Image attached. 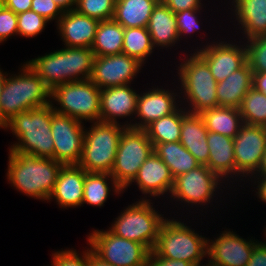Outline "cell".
Instances as JSON below:
<instances>
[{
  "mask_svg": "<svg viewBox=\"0 0 266 266\" xmlns=\"http://www.w3.org/2000/svg\"><path fill=\"white\" fill-rule=\"evenodd\" d=\"M8 160L6 177L9 184L26 196L48 202L64 164L10 150Z\"/></svg>",
  "mask_w": 266,
  "mask_h": 266,
  "instance_id": "6da1fadb",
  "label": "cell"
},
{
  "mask_svg": "<svg viewBox=\"0 0 266 266\" xmlns=\"http://www.w3.org/2000/svg\"><path fill=\"white\" fill-rule=\"evenodd\" d=\"M52 104L20 112L2 129L11 130L16 137L9 150L20 154L54 159V143L51 133Z\"/></svg>",
  "mask_w": 266,
  "mask_h": 266,
  "instance_id": "7a4b0ae2",
  "label": "cell"
},
{
  "mask_svg": "<svg viewBox=\"0 0 266 266\" xmlns=\"http://www.w3.org/2000/svg\"><path fill=\"white\" fill-rule=\"evenodd\" d=\"M94 53L88 47H64L26 63L52 90L68 82L90 80Z\"/></svg>",
  "mask_w": 266,
  "mask_h": 266,
  "instance_id": "3957f363",
  "label": "cell"
},
{
  "mask_svg": "<svg viewBox=\"0 0 266 266\" xmlns=\"http://www.w3.org/2000/svg\"><path fill=\"white\" fill-rule=\"evenodd\" d=\"M19 69L6 76L0 95V129L18 113L51 103V89L32 68L24 62Z\"/></svg>",
  "mask_w": 266,
  "mask_h": 266,
  "instance_id": "277c9868",
  "label": "cell"
},
{
  "mask_svg": "<svg viewBox=\"0 0 266 266\" xmlns=\"http://www.w3.org/2000/svg\"><path fill=\"white\" fill-rule=\"evenodd\" d=\"M178 65V82L182 99L180 104L190 113L200 114L204 110L218 107L216 94L217 81L214 79L208 64L194 51L186 54ZM189 55V56H188ZM191 55V56H190ZM183 102V103H182ZM185 102V103H184Z\"/></svg>",
  "mask_w": 266,
  "mask_h": 266,
  "instance_id": "5b68a950",
  "label": "cell"
},
{
  "mask_svg": "<svg viewBox=\"0 0 266 266\" xmlns=\"http://www.w3.org/2000/svg\"><path fill=\"white\" fill-rule=\"evenodd\" d=\"M208 238L199 235L187 223L166 218L159 229L158 240L153 251L160 257L184 260L194 266H207L201 261L207 258Z\"/></svg>",
  "mask_w": 266,
  "mask_h": 266,
  "instance_id": "8992f818",
  "label": "cell"
},
{
  "mask_svg": "<svg viewBox=\"0 0 266 266\" xmlns=\"http://www.w3.org/2000/svg\"><path fill=\"white\" fill-rule=\"evenodd\" d=\"M153 200H138L128 205L115 218L108 230L114 235L144 245L150 252L154 249L164 215L153 207Z\"/></svg>",
  "mask_w": 266,
  "mask_h": 266,
  "instance_id": "52a82bcc",
  "label": "cell"
},
{
  "mask_svg": "<svg viewBox=\"0 0 266 266\" xmlns=\"http://www.w3.org/2000/svg\"><path fill=\"white\" fill-rule=\"evenodd\" d=\"M122 123L92 122L84 132L82 157L78 165L86 172L110 173L119 140L127 128Z\"/></svg>",
  "mask_w": 266,
  "mask_h": 266,
  "instance_id": "ba28073f",
  "label": "cell"
},
{
  "mask_svg": "<svg viewBox=\"0 0 266 266\" xmlns=\"http://www.w3.org/2000/svg\"><path fill=\"white\" fill-rule=\"evenodd\" d=\"M100 90L91 80L60 84L51 90V104L57 113L81 122H99Z\"/></svg>",
  "mask_w": 266,
  "mask_h": 266,
  "instance_id": "9c48e42d",
  "label": "cell"
},
{
  "mask_svg": "<svg viewBox=\"0 0 266 266\" xmlns=\"http://www.w3.org/2000/svg\"><path fill=\"white\" fill-rule=\"evenodd\" d=\"M222 181V182H221ZM223 183V185H222ZM224 182L216 173L212 172L206 165H200L187 173L181 174L174 178V185L169 198L189 208L198 209L208 204L213 205V197L219 193L222 187L225 189ZM217 192V193H216ZM212 199V200H211ZM212 202V203H210ZM183 203V204H182ZM191 204V205H190Z\"/></svg>",
  "mask_w": 266,
  "mask_h": 266,
  "instance_id": "30bf717a",
  "label": "cell"
},
{
  "mask_svg": "<svg viewBox=\"0 0 266 266\" xmlns=\"http://www.w3.org/2000/svg\"><path fill=\"white\" fill-rule=\"evenodd\" d=\"M153 152L154 146L145 130L127 127L119 140L110 175L124 189Z\"/></svg>",
  "mask_w": 266,
  "mask_h": 266,
  "instance_id": "8fae6325",
  "label": "cell"
},
{
  "mask_svg": "<svg viewBox=\"0 0 266 266\" xmlns=\"http://www.w3.org/2000/svg\"><path fill=\"white\" fill-rule=\"evenodd\" d=\"M87 241L98 257L113 266H147L150 251L144 245L114 235L108 229H94Z\"/></svg>",
  "mask_w": 266,
  "mask_h": 266,
  "instance_id": "7c38bea8",
  "label": "cell"
},
{
  "mask_svg": "<svg viewBox=\"0 0 266 266\" xmlns=\"http://www.w3.org/2000/svg\"><path fill=\"white\" fill-rule=\"evenodd\" d=\"M233 140L236 162L235 181L245 182L259 168L266 149V126L244 123Z\"/></svg>",
  "mask_w": 266,
  "mask_h": 266,
  "instance_id": "4fadbf2b",
  "label": "cell"
},
{
  "mask_svg": "<svg viewBox=\"0 0 266 266\" xmlns=\"http://www.w3.org/2000/svg\"><path fill=\"white\" fill-rule=\"evenodd\" d=\"M85 128L84 122L69 115L54 112L51 133L55 161L64 165L78 164L80 162Z\"/></svg>",
  "mask_w": 266,
  "mask_h": 266,
  "instance_id": "5bb4252c",
  "label": "cell"
},
{
  "mask_svg": "<svg viewBox=\"0 0 266 266\" xmlns=\"http://www.w3.org/2000/svg\"><path fill=\"white\" fill-rule=\"evenodd\" d=\"M216 41L213 40L211 44L207 42V45L205 43L194 50L208 64L214 79L219 83L247 62V50L242 40L237 41L239 44L232 40L220 41L219 38Z\"/></svg>",
  "mask_w": 266,
  "mask_h": 266,
  "instance_id": "9a60e30c",
  "label": "cell"
},
{
  "mask_svg": "<svg viewBox=\"0 0 266 266\" xmlns=\"http://www.w3.org/2000/svg\"><path fill=\"white\" fill-rule=\"evenodd\" d=\"M143 65L127 54L95 56L90 80L100 89L131 84Z\"/></svg>",
  "mask_w": 266,
  "mask_h": 266,
  "instance_id": "2e32d148",
  "label": "cell"
},
{
  "mask_svg": "<svg viewBox=\"0 0 266 266\" xmlns=\"http://www.w3.org/2000/svg\"><path fill=\"white\" fill-rule=\"evenodd\" d=\"M230 229L222 231L215 239H208L207 266H246L257 239L246 240Z\"/></svg>",
  "mask_w": 266,
  "mask_h": 266,
  "instance_id": "e0dca14e",
  "label": "cell"
},
{
  "mask_svg": "<svg viewBox=\"0 0 266 266\" xmlns=\"http://www.w3.org/2000/svg\"><path fill=\"white\" fill-rule=\"evenodd\" d=\"M153 88V89H152ZM147 91L141 92L138 95L137 99V111L132 123L127 121L124 122V126L131 127L134 129H145L153 121H156L163 116L172 114L179 106H181L180 94L179 92H174L177 89L172 91L169 89L157 88L152 86ZM137 117V118H136ZM139 121H137V120ZM129 122V123H128Z\"/></svg>",
  "mask_w": 266,
  "mask_h": 266,
  "instance_id": "ac0fdd59",
  "label": "cell"
},
{
  "mask_svg": "<svg viewBox=\"0 0 266 266\" xmlns=\"http://www.w3.org/2000/svg\"><path fill=\"white\" fill-rule=\"evenodd\" d=\"M133 182L136 183L145 197L140 198V200H150L152 197L156 200V198H161L162 195L166 198L168 197L164 195L170 196L174 185V177L167 164L153 152L141 165L135 178L123 190L128 189Z\"/></svg>",
  "mask_w": 266,
  "mask_h": 266,
  "instance_id": "d6986e66",
  "label": "cell"
},
{
  "mask_svg": "<svg viewBox=\"0 0 266 266\" xmlns=\"http://www.w3.org/2000/svg\"><path fill=\"white\" fill-rule=\"evenodd\" d=\"M130 86L131 84H126L100 90L101 122L119 123L118 119L127 116L134 121L139 93Z\"/></svg>",
  "mask_w": 266,
  "mask_h": 266,
  "instance_id": "ffe728a7",
  "label": "cell"
},
{
  "mask_svg": "<svg viewBox=\"0 0 266 266\" xmlns=\"http://www.w3.org/2000/svg\"><path fill=\"white\" fill-rule=\"evenodd\" d=\"M99 22L76 10H70L64 12L55 25L66 47L91 48Z\"/></svg>",
  "mask_w": 266,
  "mask_h": 266,
  "instance_id": "44dd1931",
  "label": "cell"
},
{
  "mask_svg": "<svg viewBox=\"0 0 266 266\" xmlns=\"http://www.w3.org/2000/svg\"><path fill=\"white\" fill-rule=\"evenodd\" d=\"M86 173L78 164L63 165L48 202L54 199L63 209L81 207Z\"/></svg>",
  "mask_w": 266,
  "mask_h": 266,
  "instance_id": "7402d4cb",
  "label": "cell"
},
{
  "mask_svg": "<svg viewBox=\"0 0 266 266\" xmlns=\"http://www.w3.org/2000/svg\"><path fill=\"white\" fill-rule=\"evenodd\" d=\"M231 15L237 21L241 39H252L266 35V0H229ZM234 15V16H233ZM240 25V26H239ZM245 36V37H244Z\"/></svg>",
  "mask_w": 266,
  "mask_h": 266,
  "instance_id": "603a6c76",
  "label": "cell"
},
{
  "mask_svg": "<svg viewBox=\"0 0 266 266\" xmlns=\"http://www.w3.org/2000/svg\"><path fill=\"white\" fill-rule=\"evenodd\" d=\"M207 145L209 148V160L206 166L224 182H227V185L228 183L231 185V178L234 182V177L236 176L233 138L208 131Z\"/></svg>",
  "mask_w": 266,
  "mask_h": 266,
  "instance_id": "cb8c5ba5",
  "label": "cell"
},
{
  "mask_svg": "<svg viewBox=\"0 0 266 266\" xmlns=\"http://www.w3.org/2000/svg\"><path fill=\"white\" fill-rule=\"evenodd\" d=\"M207 133L208 130L200 114L187 112L182 117L179 142L195 157L200 165H207L209 160Z\"/></svg>",
  "mask_w": 266,
  "mask_h": 266,
  "instance_id": "d4e9b609",
  "label": "cell"
},
{
  "mask_svg": "<svg viewBox=\"0 0 266 266\" xmlns=\"http://www.w3.org/2000/svg\"><path fill=\"white\" fill-rule=\"evenodd\" d=\"M253 72L246 62L223 81L217 83L218 106L239 108L242 99L252 88Z\"/></svg>",
  "mask_w": 266,
  "mask_h": 266,
  "instance_id": "484cf974",
  "label": "cell"
},
{
  "mask_svg": "<svg viewBox=\"0 0 266 266\" xmlns=\"http://www.w3.org/2000/svg\"><path fill=\"white\" fill-rule=\"evenodd\" d=\"M147 30L154 48L167 49L171 47L170 49H172L175 44L180 42L175 13L161 1L150 15Z\"/></svg>",
  "mask_w": 266,
  "mask_h": 266,
  "instance_id": "4316f807",
  "label": "cell"
},
{
  "mask_svg": "<svg viewBox=\"0 0 266 266\" xmlns=\"http://www.w3.org/2000/svg\"><path fill=\"white\" fill-rule=\"evenodd\" d=\"M160 0H116L113 20L124 28L147 27Z\"/></svg>",
  "mask_w": 266,
  "mask_h": 266,
  "instance_id": "83f0119b",
  "label": "cell"
},
{
  "mask_svg": "<svg viewBox=\"0 0 266 266\" xmlns=\"http://www.w3.org/2000/svg\"><path fill=\"white\" fill-rule=\"evenodd\" d=\"M208 131L234 138L244 124L239 108L214 107L200 113Z\"/></svg>",
  "mask_w": 266,
  "mask_h": 266,
  "instance_id": "f1b7e54d",
  "label": "cell"
},
{
  "mask_svg": "<svg viewBox=\"0 0 266 266\" xmlns=\"http://www.w3.org/2000/svg\"><path fill=\"white\" fill-rule=\"evenodd\" d=\"M111 191L115 195L124 193L123 188L118 185L110 173L87 172L85 174L82 205L86 203L101 208L107 201Z\"/></svg>",
  "mask_w": 266,
  "mask_h": 266,
  "instance_id": "f546056e",
  "label": "cell"
},
{
  "mask_svg": "<svg viewBox=\"0 0 266 266\" xmlns=\"http://www.w3.org/2000/svg\"><path fill=\"white\" fill-rule=\"evenodd\" d=\"M154 152L167 164L174 178L200 166L195 157L179 141L156 144Z\"/></svg>",
  "mask_w": 266,
  "mask_h": 266,
  "instance_id": "4dcf8cb0",
  "label": "cell"
},
{
  "mask_svg": "<svg viewBox=\"0 0 266 266\" xmlns=\"http://www.w3.org/2000/svg\"><path fill=\"white\" fill-rule=\"evenodd\" d=\"M124 27L113 19L100 21L91 49L94 56L122 53Z\"/></svg>",
  "mask_w": 266,
  "mask_h": 266,
  "instance_id": "1f68e13d",
  "label": "cell"
},
{
  "mask_svg": "<svg viewBox=\"0 0 266 266\" xmlns=\"http://www.w3.org/2000/svg\"><path fill=\"white\" fill-rule=\"evenodd\" d=\"M187 112L184 106H179L172 114L163 116L148 125L144 130L152 145L180 141L182 117Z\"/></svg>",
  "mask_w": 266,
  "mask_h": 266,
  "instance_id": "d6a6232c",
  "label": "cell"
},
{
  "mask_svg": "<svg viewBox=\"0 0 266 266\" xmlns=\"http://www.w3.org/2000/svg\"><path fill=\"white\" fill-rule=\"evenodd\" d=\"M155 48L147 27L124 28L122 53L136 59L143 66Z\"/></svg>",
  "mask_w": 266,
  "mask_h": 266,
  "instance_id": "836d02e7",
  "label": "cell"
},
{
  "mask_svg": "<svg viewBox=\"0 0 266 266\" xmlns=\"http://www.w3.org/2000/svg\"><path fill=\"white\" fill-rule=\"evenodd\" d=\"M239 111L245 124L266 126V95L252 87L242 99Z\"/></svg>",
  "mask_w": 266,
  "mask_h": 266,
  "instance_id": "e575fe53",
  "label": "cell"
},
{
  "mask_svg": "<svg viewBox=\"0 0 266 266\" xmlns=\"http://www.w3.org/2000/svg\"><path fill=\"white\" fill-rule=\"evenodd\" d=\"M116 0H77L75 10L99 21L113 19Z\"/></svg>",
  "mask_w": 266,
  "mask_h": 266,
  "instance_id": "d590c367",
  "label": "cell"
},
{
  "mask_svg": "<svg viewBox=\"0 0 266 266\" xmlns=\"http://www.w3.org/2000/svg\"><path fill=\"white\" fill-rule=\"evenodd\" d=\"M247 62L253 73L266 72V35L247 39Z\"/></svg>",
  "mask_w": 266,
  "mask_h": 266,
  "instance_id": "8d00e7d4",
  "label": "cell"
},
{
  "mask_svg": "<svg viewBox=\"0 0 266 266\" xmlns=\"http://www.w3.org/2000/svg\"><path fill=\"white\" fill-rule=\"evenodd\" d=\"M49 23L44 17L32 10L17 14L18 35L34 38L39 35Z\"/></svg>",
  "mask_w": 266,
  "mask_h": 266,
  "instance_id": "74e56055",
  "label": "cell"
},
{
  "mask_svg": "<svg viewBox=\"0 0 266 266\" xmlns=\"http://www.w3.org/2000/svg\"><path fill=\"white\" fill-rule=\"evenodd\" d=\"M202 9L203 7L197 9H186L175 13L179 41L186 35L187 37H190L195 31L198 32L200 30V16L198 15H201L200 13H202Z\"/></svg>",
  "mask_w": 266,
  "mask_h": 266,
  "instance_id": "f35d334b",
  "label": "cell"
},
{
  "mask_svg": "<svg viewBox=\"0 0 266 266\" xmlns=\"http://www.w3.org/2000/svg\"><path fill=\"white\" fill-rule=\"evenodd\" d=\"M50 266H88V248L82 253L75 249L55 251Z\"/></svg>",
  "mask_w": 266,
  "mask_h": 266,
  "instance_id": "ab89813d",
  "label": "cell"
},
{
  "mask_svg": "<svg viewBox=\"0 0 266 266\" xmlns=\"http://www.w3.org/2000/svg\"><path fill=\"white\" fill-rule=\"evenodd\" d=\"M16 35L18 36L17 14L2 5L0 8V43Z\"/></svg>",
  "mask_w": 266,
  "mask_h": 266,
  "instance_id": "60d3db41",
  "label": "cell"
},
{
  "mask_svg": "<svg viewBox=\"0 0 266 266\" xmlns=\"http://www.w3.org/2000/svg\"><path fill=\"white\" fill-rule=\"evenodd\" d=\"M31 10L44 17L49 22L56 20V24L64 14L53 0H32Z\"/></svg>",
  "mask_w": 266,
  "mask_h": 266,
  "instance_id": "b9f144b4",
  "label": "cell"
},
{
  "mask_svg": "<svg viewBox=\"0 0 266 266\" xmlns=\"http://www.w3.org/2000/svg\"><path fill=\"white\" fill-rule=\"evenodd\" d=\"M172 12L177 13L186 9H197L204 6L202 0H160Z\"/></svg>",
  "mask_w": 266,
  "mask_h": 266,
  "instance_id": "7bdbcfd3",
  "label": "cell"
},
{
  "mask_svg": "<svg viewBox=\"0 0 266 266\" xmlns=\"http://www.w3.org/2000/svg\"><path fill=\"white\" fill-rule=\"evenodd\" d=\"M147 266H194L184 260H173L158 256L153 250L148 255Z\"/></svg>",
  "mask_w": 266,
  "mask_h": 266,
  "instance_id": "ee69618b",
  "label": "cell"
},
{
  "mask_svg": "<svg viewBox=\"0 0 266 266\" xmlns=\"http://www.w3.org/2000/svg\"><path fill=\"white\" fill-rule=\"evenodd\" d=\"M246 266H266V241H260L254 246Z\"/></svg>",
  "mask_w": 266,
  "mask_h": 266,
  "instance_id": "f6af8a7d",
  "label": "cell"
},
{
  "mask_svg": "<svg viewBox=\"0 0 266 266\" xmlns=\"http://www.w3.org/2000/svg\"><path fill=\"white\" fill-rule=\"evenodd\" d=\"M31 1L32 0H3V5L11 9L14 13L20 14L31 10Z\"/></svg>",
  "mask_w": 266,
  "mask_h": 266,
  "instance_id": "bcb514c9",
  "label": "cell"
},
{
  "mask_svg": "<svg viewBox=\"0 0 266 266\" xmlns=\"http://www.w3.org/2000/svg\"><path fill=\"white\" fill-rule=\"evenodd\" d=\"M250 179H247V181H253L254 179V185H257L256 187V196L259 198L260 201H262L263 203H266V177H262V176H250ZM253 178V179H252Z\"/></svg>",
  "mask_w": 266,
  "mask_h": 266,
  "instance_id": "7dc6e473",
  "label": "cell"
},
{
  "mask_svg": "<svg viewBox=\"0 0 266 266\" xmlns=\"http://www.w3.org/2000/svg\"><path fill=\"white\" fill-rule=\"evenodd\" d=\"M252 87L266 95V72L253 73Z\"/></svg>",
  "mask_w": 266,
  "mask_h": 266,
  "instance_id": "c3c4849f",
  "label": "cell"
},
{
  "mask_svg": "<svg viewBox=\"0 0 266 266\" xmlns=\"http://www.w3.org/2000/svg\"><path fill=\"white\" fill-rule=\"evenodd\" d=\"M88 266H113L98 257L91 248H88Z\"/></svg>",
  "mask_w": 266,
  "mask_h": 266,
  "instance_id": "681fc988",
  "label": "cell"
},
{
  "mask_svg": "<svg viewBox=\"0 0 266 266\" xmlns=\"http://www.w3.org/2000/svg\"><path fill=\"white\" fill-rule=\"evenodd\" d=\"M63 12L75 10L77 0H53Z\"/></svg>",
  "mask_w": 266,
  "mask_h": 266,
  "instance_id": "f907efd6",
  "label": "cell"
},
{
  "mask_svg": "<svg viewBox=\"0 0 266 266\" xmlns=\"http://www.w3.org/2000/svg\"><path fill=\"white\" fill-rule=\"evenodd\" d=\"M252 176L266 177V149H265V152H264L263 157L261 159V162H260V165H259L257 172Z\"/></svg>",
  "mask_w": 266,
  "mask_h": 266,
  "instance_id": "816d5d0a",
  "label": "cell"
},
{
  "mask_svg": "<svg viewBox=\"0 0 266 266\" xmlns=\"http://www.w3.org/2000/svg\"><path fill=\"white\" fill-rule=\"evenodd\" d=\"M7 72H3V70L0 68V95L3 92L4 89V83L6 80Z\"/></svg>",
  "mask_w": 266,
  "mask_h": 266,
  "instance_id": "f5cc1de1",
  "label": "cell"
},
{
  "mask_svg": "<svg viewBox=\"0 0 266 266\" xmlns=\"http://www.w3.org/2000/svg\"><path fill=\"white\" fill-rule=\"evenodd\" d=\"M2 5H3V0H0V8H1Z\"/></svg>",
  "mask_w": 266,
  "mask_h": 266,
  "instance_id": "db71d44e",
  "label": "cell"
}]
</instances>
